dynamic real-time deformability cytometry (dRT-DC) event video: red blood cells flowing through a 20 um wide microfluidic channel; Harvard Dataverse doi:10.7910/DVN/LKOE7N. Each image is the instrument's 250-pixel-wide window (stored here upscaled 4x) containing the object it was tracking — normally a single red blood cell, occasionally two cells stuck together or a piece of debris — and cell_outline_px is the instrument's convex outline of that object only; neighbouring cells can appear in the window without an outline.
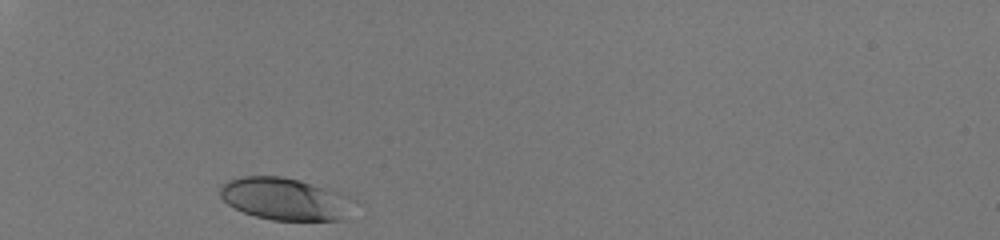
{"species": "human", "species_latin": "Homo sapiens", "temperature_condition": "room temperature", "stored_images_in_passage": 28, "camera_frame_rate_fps": 3000, "um_per_image_px": 0.085, "donor": {"sex": "male"}, "frame": {"image": 1, "passage_image": 1, "time_ms": 0.0, "image_size_px": [1000, 240], "cell_outline_px": [[356, 200], [348, 220], [272, 220], [256, 216], [244, 212], [228, 204], [220, 196], [220, 188], [228, 180], [240, 176], [280, 176], [300, 180], [340, 192], [352, 196]], "centroid_in_image_um": [24.32, 16.91], "position_along_channel_um": 60.7, "area_um2": 33.35}}
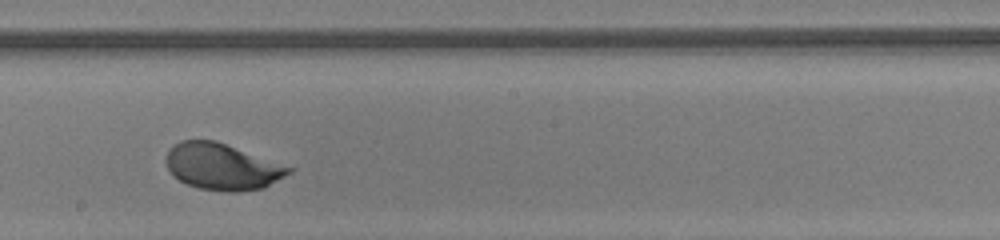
{"frame": {"image": 2, "passage_image": 16, "time_ms": 5.0, "image_size_px": [1000, 240], "cell_outline_px": [[296, 168], [292, 172], [264, 188], [236, 192], [224, 192], [200, 188], [188, 184], [180, 180], [168, 168], [164, 160], [168, 148], [180, 140], [216, 140]], "centroid_in_image_um": [18.91, 14.15], "position_along_channel_um": 229.3, "area_um2": 33.47}}
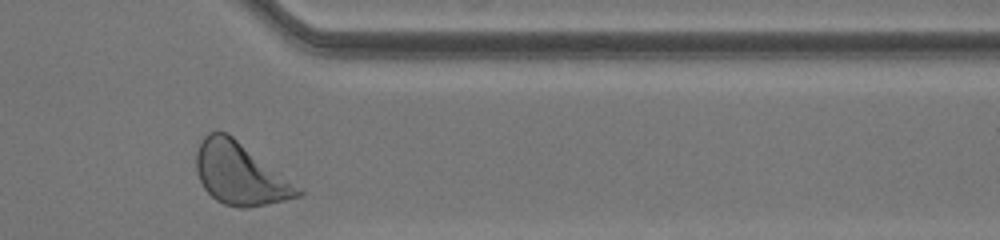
{"frame": {"image": 3, "passage_image": 28, "time_ms": 9.0, "image_size_px": [1000, 240], "cell_outline_px": [[304, 192], [300, 196], [268, 204], [244, 208], [240, 208], [224, 204], [216, 200], [204, 188], [196, 172], [196, 152], [200, 140], [208, 132], [228, 132], [304, 188]], "centroid_in_image_um": [20.44, 14.76], "position_along_channel_um": 391.0, "area_um2": 37.28}, "authors_computed_cell_mechanics": {"area_um2": 32.8882, "velocity_mm_per_s": 4.04, "shape_relaxation_time_tau1_ms": 1.7034, "shape_relaxation_time_tau2_ms": null, "deformation_change_tau1": 0.1358, "deformation_change_tau2": null}}